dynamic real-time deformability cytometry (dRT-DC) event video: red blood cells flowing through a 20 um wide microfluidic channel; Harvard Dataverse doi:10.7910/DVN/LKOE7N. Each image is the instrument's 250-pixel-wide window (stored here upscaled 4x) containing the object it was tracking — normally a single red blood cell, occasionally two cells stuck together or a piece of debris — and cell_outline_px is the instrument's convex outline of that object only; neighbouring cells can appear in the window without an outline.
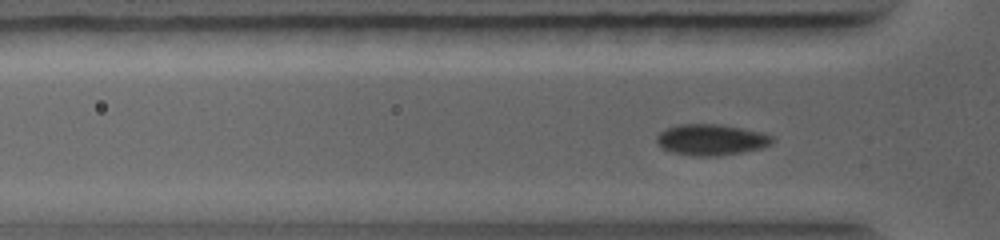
{"species": "common noctule bat (a hibernating species)", "species_latin": "Nyctalus noctula", "temperature_condition": "warm", "stored_images_in_passage": 52, "camera_frame_rate_fps": 5000, "um_per_image_px": 0.085, "animal": {"sex": "female", "body_mass_g": 19.0, "forearm_length_mm": 56.7}, "frame": {"image": 1, "passage_image": 15, "time_ms": 2.6, "image_size_px": [1000, 240], "cell_outline_px": [[776, 136], [772, 144], [760, 148], [720, 156], [692, 156], [672, 152], [660, 148], [656, 144], [656, 136], [660, 132], [668, 128], [680, 124], [716, 124], [740, 128]], "centroid_in_image_um": [60.42, 11.89], "position_along_channel_um": 65.4, "area_um2": 20.92}}
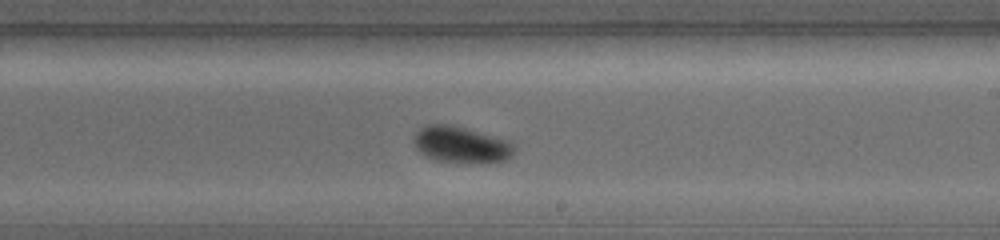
{"frame": {"image": 2, "passage_image": 30, "time_ms": 6.2, "image_size_px": [1000, 240], "cell_outline_px": [[516, 148], [512, 156], [496, 164], [484, 164], [436, 160], [424, 156], [416, 148], [412, 140], [416, 132], [420, 128], [428, 124], [448, 124], [464, 128], [504, 140], [512, 144]], "centroid_in_image_um": [39.17, 12.33], "position_along_channel_um": 249.8, "area_um2": 21.33}}
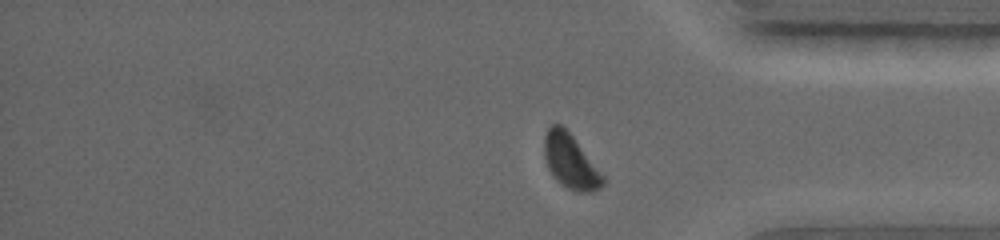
{"frame": {"image": 3, "passage_image": 47, "time_ms": 9.0, "image_size_px": [1000, 240], "cell_outline_px": [[604, 184], [600, 188], [588, 192], [580, 192], [568, 188], [556, 180], [548, 168], [544, 156], [544, 136], [548, 128], [552, 124], [560, 124], [572, 136], [604, 176]], "centroid_in_image_um": [48.47, 13.72], "position_along_channel_um": 386.7, "area_um2": 18.15}}